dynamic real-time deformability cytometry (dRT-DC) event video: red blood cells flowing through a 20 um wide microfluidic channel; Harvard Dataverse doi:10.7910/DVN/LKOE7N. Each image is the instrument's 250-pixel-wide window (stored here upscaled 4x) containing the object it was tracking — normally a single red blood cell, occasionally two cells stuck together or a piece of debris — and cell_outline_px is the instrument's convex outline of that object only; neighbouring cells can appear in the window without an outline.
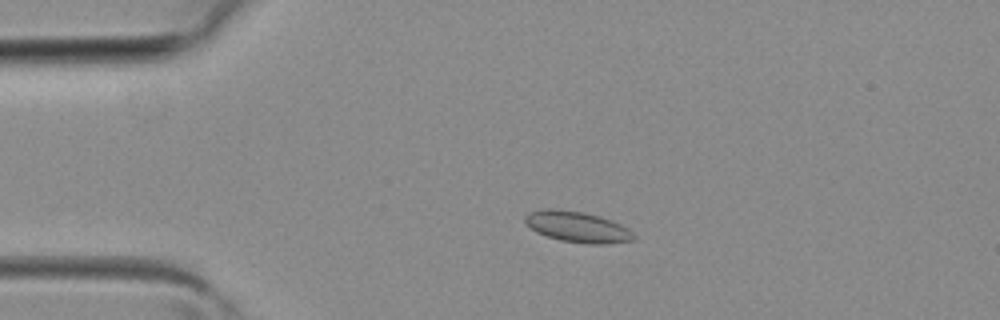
{"species": "common noctule bat (a hibernating species)", "species_latin": "Nyctalus noctula", "temperature_condition": "room temperature", "stored_images_in_passage": 34, "camera_frame_rate_fps": 3000, "um_per_image_px": 0.085, "animal": {"sex": "female", "body_mass_g": 19.3, "forearm_length_mm": 54.1}, "frame": {"image": 1, "passage_image": 2, "time_ms": 0.333, "image_size_px": [1000, 320], "cell_outline_px": [[636, 240], [604, 244], [588, 244], [560, 240], [536, 232], [524, 220], [524, 216], [528, 212], [544, 208], [552, 208], [584, 212], [600, 216], [612, 220], [628, 228], [636, 236]], "centroid_in_image_um": [49.1, 19.28], "position_along_channel_um": 35.9, "area_um2": 19.65}}
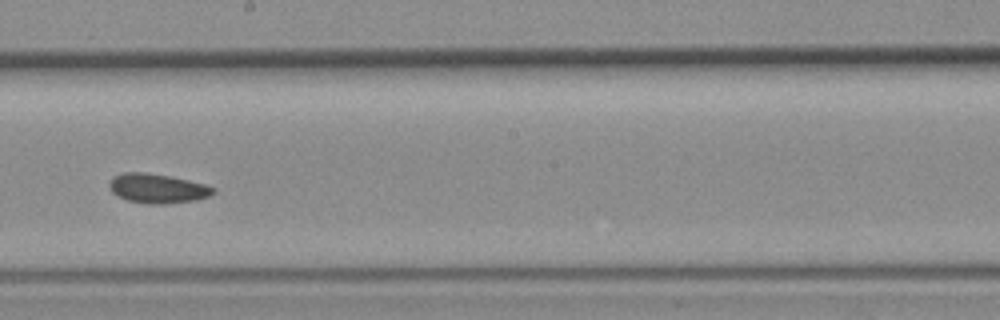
{"frame": {"image": 2, "passage_image": 16, "time_ms": 5.0, "image_size_px": [1000, 320], "cell_outline_px": [[216, 192], [208, 196], [196, 200], [164, 204], [148, 204], [128, 200], [116, 196], [108, 188], [108, 184], [112, 176], [124, 172], [144, 172], [168, 176], [188, 180], [204, 184], [216, 188]], "centroid_in_image_um": [13.35, 16.02], "position_along_channel_um": 234.9, "area_um2": 17.92}}
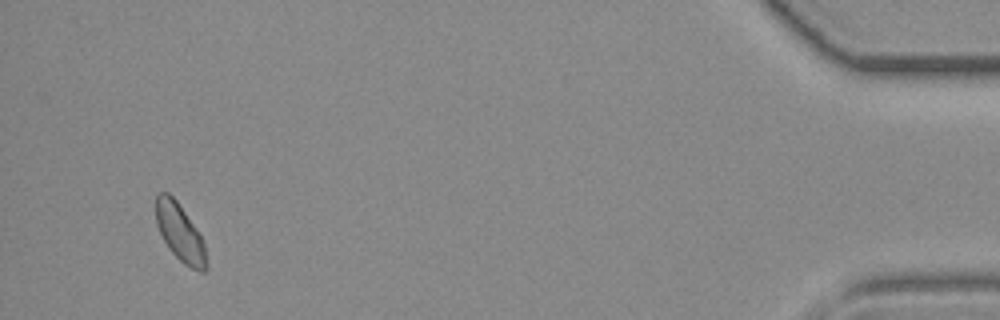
{"frame": {"image": 3, "passage_image": 32, "time_ms": 10.333, "image_size_px": [1000, 320], "cell_outline_px": [[208, 268], [204, 272], [200, 272], [184, 264], [168, 248], [156, 224], [156, 196], [160, 192], [168, 192], [176, 200], [200, 236], [204, 244], [208, 264]], "centroid_in_image_um": [15.3, 19.81], "position_along_channel_um": 419.9, "area_um2": 16.59}}